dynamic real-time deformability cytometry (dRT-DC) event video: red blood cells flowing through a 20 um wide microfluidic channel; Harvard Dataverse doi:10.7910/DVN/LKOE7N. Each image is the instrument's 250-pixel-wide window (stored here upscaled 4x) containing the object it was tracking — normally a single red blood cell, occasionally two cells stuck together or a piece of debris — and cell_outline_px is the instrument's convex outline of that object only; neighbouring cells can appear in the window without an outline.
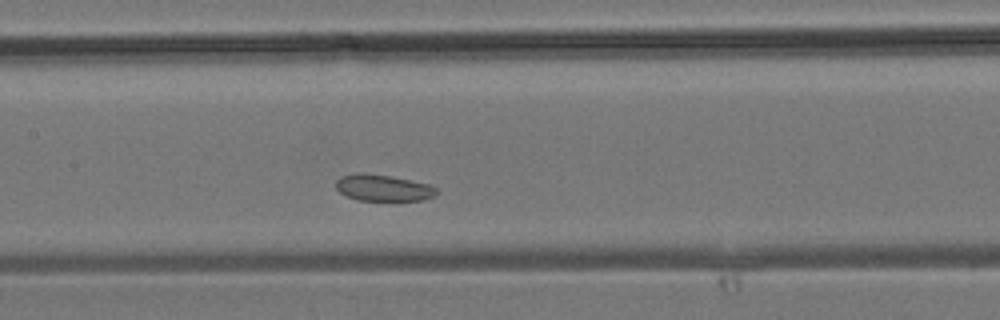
{"species": "common noctule bat (a hibernating species)", "species_latin": "Nyctalus noctula", "temperature_condition": "room temperature", "stored_images_in_passage": 27, "camera_frame_rate_fps": 3000, "um_per_image_px": 0.085, "animal": {"sex": "male", "body_mass_g": 19.2, "forearm_length_mm": 51.8}, "frame": {"image": 1, "passage_image": 12, "time_ms": 3.667, "image_size_px": [1000, 320], "cell_outline_px": [[436, 192], [432, 196], [424, 200], [360, 200], [348, 196], [340, 192], [336, 188], [336, 180], [340, 176], [360, 172], [364, 172], [392, 176], [428, 184], [436, 188]], "centroid_in_image_um": [32.53, 15.95], "position_along_channel_um": 174.9, "area_um2": 15.37}}
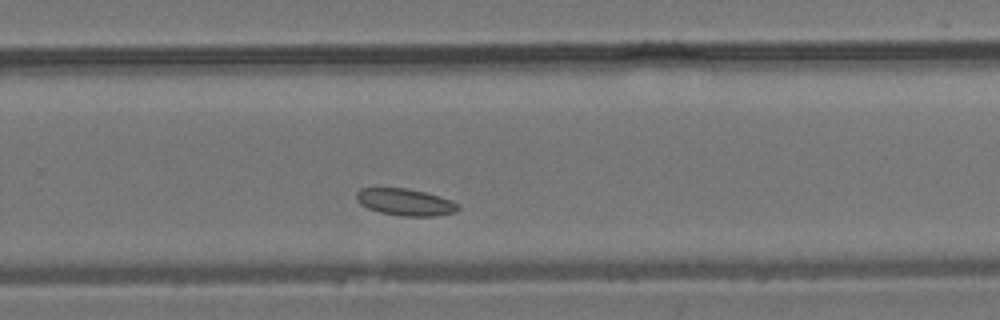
{"frame": {"image": 2, "passage_image": 19, "time_ms": 6.0, "image_size_px": [1000, 320], "cell_outline_px": [[460, 208], [456, 212], [436, 216], [404, 216], [380, 212], [368, 208], [360, 204], [356, 200], [356, 192], [360, 188], [408, 188], [440, 196], [452, 200], [460, 204]], "centroid_in_image_um": [34.47, 17.18], "position_along_channel_um": 295.3, "area_um2": 16.07}}
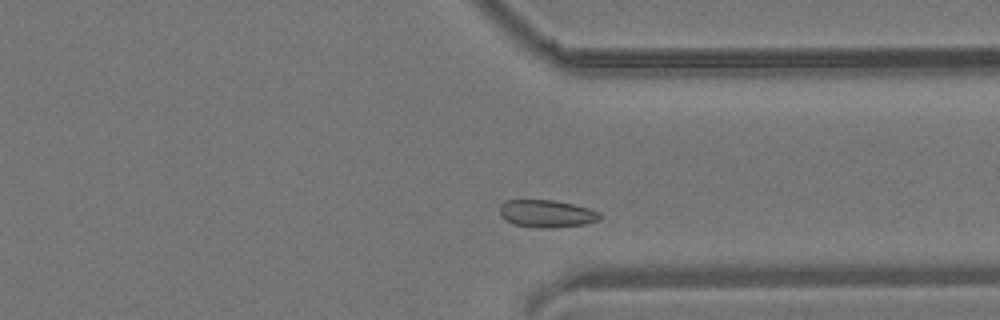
{"frame": {"image": 3, "passage_image": 23, "time_ms": 7.333, "image_size_px": [1000, 320], "cell_outline_px": [[604, 216], [600, 220], [584, 224], [552, 228], [536, 228], [512, 224], [500, 212], [500, 204], [504, 200], [556, 200], [588, 208], [600, 212]], "centroid_in_image_um": [46.51, 18.16], "position_along_channel_um": 364.9, "area_um2": 16.13}}